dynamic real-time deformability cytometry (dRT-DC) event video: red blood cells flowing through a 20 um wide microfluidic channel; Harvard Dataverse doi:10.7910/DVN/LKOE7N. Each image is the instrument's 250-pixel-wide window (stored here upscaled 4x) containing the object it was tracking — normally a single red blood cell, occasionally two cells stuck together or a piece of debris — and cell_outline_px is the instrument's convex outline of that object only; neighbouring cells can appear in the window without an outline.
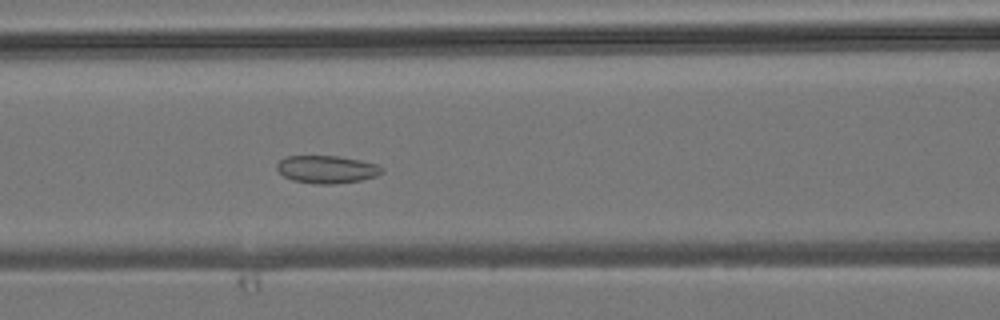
{"species": "common noctule bat (a hibernating species)", "species_latin": "Nyctalus noctula", "temperature_condition": "room temperature", "stored_images_in_passage": 46, "camera_frame_rate_fps": 3000, "um_per_image_px": 0.085, "animal": {"sex": "male", "body_mass_g": 19.2, "forearm_length_mm": 51.8}, "frame": {"image": 1, "passage_image": 20, "time_ms": 6.333, "image_size_px": [1000, 320], "cell_outline_px": [[384, 172], [376, 176], [360, 180], [332, 184], [320, 184], [292, 180], [284, 176], [276, 168], [276, 164], [284, 156], [336, 156], [360, 160], [376, 164], [384, 168]], "centroid_in_image_um": [27.77, 14.39], "position_along_channel_um": 138.8, "area_um2": 16.88}}
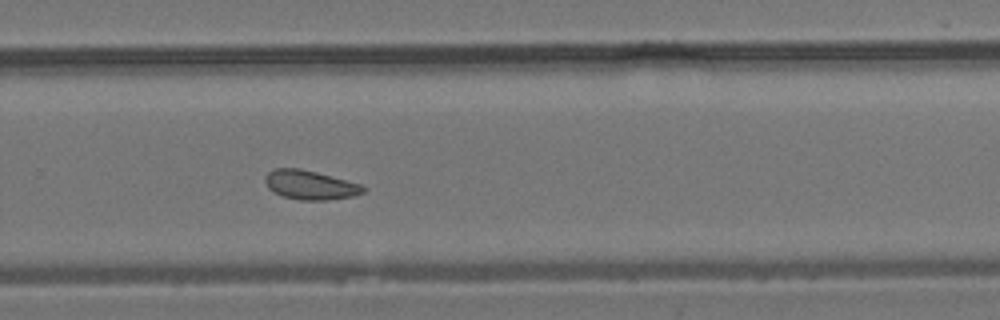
{"frame": {"image": 2, "passage_image": 31, "time_ms": 10.0, "image_size_px": [1000, 320], "cell_outline_px": [[368, 188], [364, 192], [356, 196], [328, 200], [300, 200], [280, 196], [272, 192], [268, 188], [264, 180], [264, 176], [268, 172], [276, 168], [300, 168], [316, 172], [360, 184]], "centroid_in_image_um": [26.35, 15.73], "position_along_channel_um": 303.5, "area_um2": 16.88}}
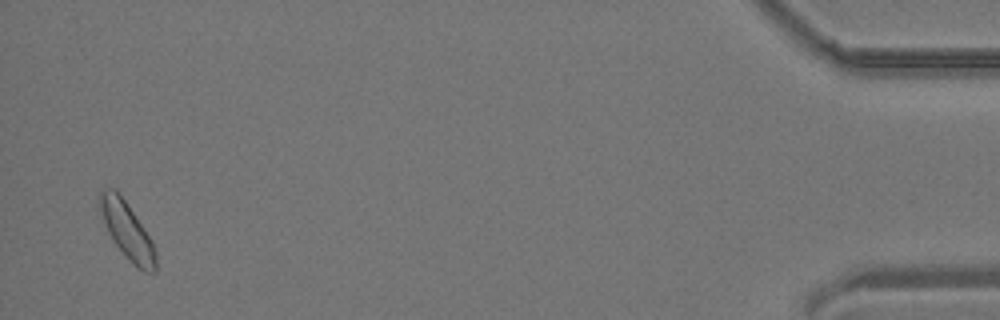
{"frame": {"image": 3, "passage_image": 45, "time_ms": 14.667, "image_size_px": [1000, 320], "cell_outline_px": [[156, 272], [144, 272], [136, 268], [132, 264], [112, 240], [108, 232], [100, 212], [100, 192], [108, 188], [116, 188], [148, 236], [156, 252]], "centroid_in_image_um": [10.8, 19.65], "position_along_channel_um": 424.4, "area_um2": 17.98}}